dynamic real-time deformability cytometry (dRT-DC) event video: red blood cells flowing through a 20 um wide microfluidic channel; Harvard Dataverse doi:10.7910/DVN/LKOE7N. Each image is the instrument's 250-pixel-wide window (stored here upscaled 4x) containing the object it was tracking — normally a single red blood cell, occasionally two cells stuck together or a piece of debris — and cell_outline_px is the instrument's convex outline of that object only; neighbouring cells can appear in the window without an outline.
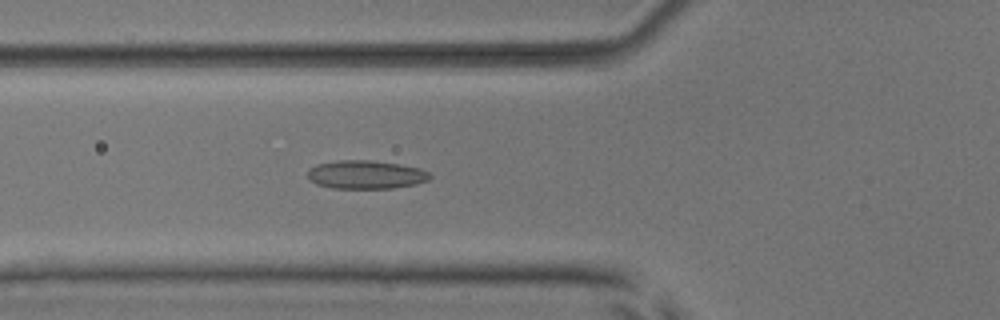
{"species": "common noctule bat (a hibernating species)", "species_latin": "Nyctalus noctula", "temperature_condition": "room temperature", "stored_images_in_passage": 53, "camera_frame_rate_fps": 3000, "um_per_image_px": 0.085, "animal": {"sex": "male", "body_mass_g": 17.9, "forearm_length_mm": 54.2}, "frame": {"image": 1, "passage_image": 20, "time_ms": 6.333, "image_size_px": [1000, 320], "cell_outline_px": [[432, 176], [428, 180], [416, 184], [392, 188], [332, 188], [316, 184], [308, 176], [308, 168], [316, 164], [336, 160], [372, 160], [420, 168], [428, 172]], "centroid_in_image_um": [31.08, 14.84], "position_along_channel_um": 94.7, "area_um2": 20.23}}
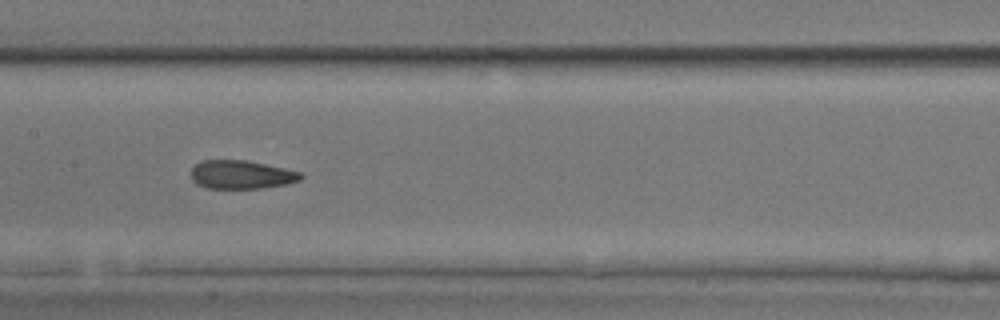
{"frame": {"image": 2, "passage_image": 27, "time_ms": 8.667, "image_size_px": [1000, 320], "cell_outline_px": [[304, 176], [300, 180], [284, 184], [260, 188], [208, 188], [196, 184], [192, 180], [192, 168], [196, 164], [204, 160], [248, 160], [284, 168], [300, 172]], "centroid_in_image_um": [20.51, 14.84], "position_along_channel_um": 186.9, "area_um2": 18.09}}
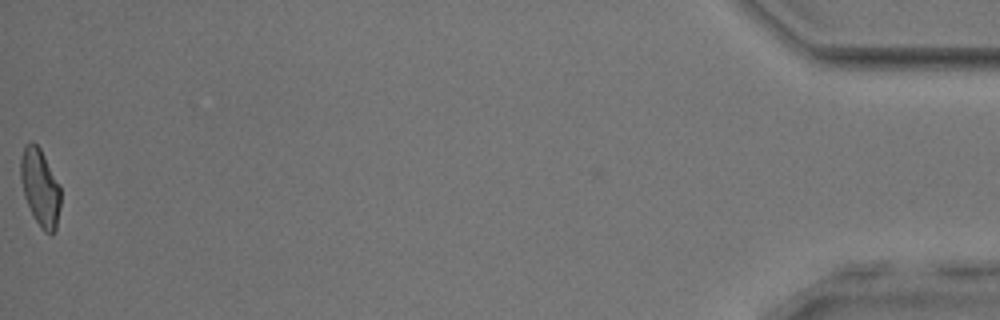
{"frame": {"image": 3, "passage_image": 53, "time_ms": 17.333, "image_size_px": [1000, 320], "cell_outline_px": [[60, 208], [56, 232], [52, 236], [44, 232], [40, 228], [24, 196], [20, 180], [20, 156], [24, 144], [32, 140], [40, 148], [60, 184]], "centroid_in_image_um": [3.41, 15.93], "position_along_channel_um": 431.8, "area_um2": 18.38}, "authors_computed_cell_mechanics": {"area_um2": 19.0162, "velocity_mm_per_s": 3.9493, "shape_relaxation_time_tau1_ms": null, "shape_relaxation_time_tau2_ms": 1.9591, "deformation_change_tau1": null, "deformation_change_tau2": 0.0921}}